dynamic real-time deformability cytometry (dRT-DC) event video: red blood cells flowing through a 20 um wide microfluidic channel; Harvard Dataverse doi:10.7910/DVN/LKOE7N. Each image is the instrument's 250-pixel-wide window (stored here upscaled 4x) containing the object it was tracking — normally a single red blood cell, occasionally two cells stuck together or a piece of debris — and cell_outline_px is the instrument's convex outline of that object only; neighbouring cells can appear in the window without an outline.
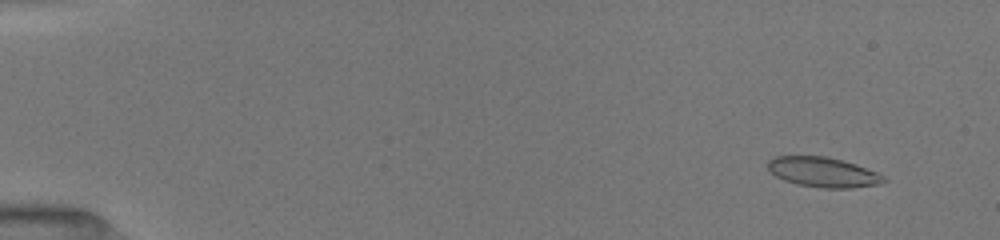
{"species": "common noctule bat (a hibernating species)", "species_latin": "Nyctalus noctula", "temperature_condition": "room temperature", "stored_images_in_passage": 52, "camera_frame_rate_fps": 3000, "um_per_image_px": 0.085, "animal": {"sex": "female", "body_mass_g": 19.5, "forearm_length_mm": 54.1}, "frame": {"image": 1, "passage_image": 4, "time_ms": 1.0, "image_size_px": [1000, 240], "cell_outline_px": [[888, 180], [876, 184], [852, 188], [824, 188], [796, 184], [784, 180], [776, 176], [768, 168], [768, 160], [772, 156], [828, 156], [856, 164], [876, 172], [884, 176]], "centroid_in_image_um": [69.94, 14.62], "position_along_channel_um": 15.1, "area_um2": 20.17}}
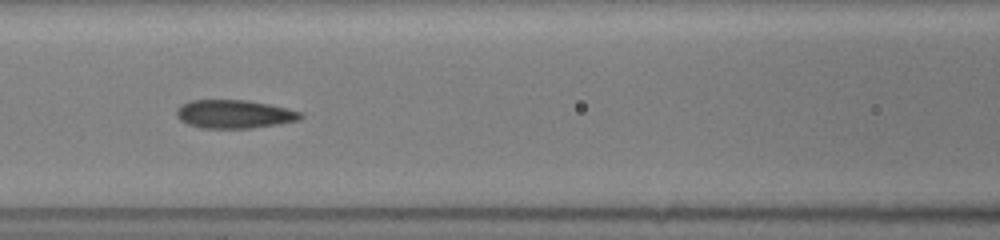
{"frame": {"image": 2, "passage_image": 24, "time_ms": 7.667, "image_size_px": [1000, 240], "cell_outline_px": [[304, 116], [300, 120], [280, 124], [252, 128], [200, 128], [188, 124], [180, 120], [176, 116], [176, 108], [180, 104], [192, 100], [248, 100], [268, 104], [300, 112]], "centroid_in_image_um": [19.88, 9.7], "position_along_channel_um": 146.7, "area_um2": 20.63}}
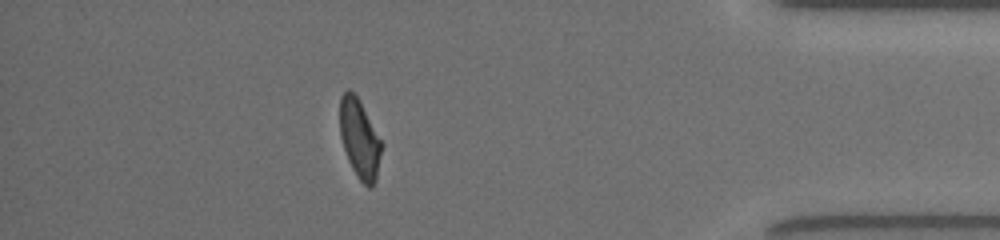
{"frame": {"image": 3, "passage_image": 46, "time_ms": 15.0, "image_size_px": [1000, 240], "cell_outline_px": [[384, 144], [376, 180], [368, 188], [360, 180], [352, 168], [348, 160], [340, 136], [340, 96], [348, 88], [360, 100]], "centroid_in_image_um": [30.59, 11.78], "position_along_channel_um": 404.6, "area_um2": 19.36}, "authors_computed_cell_mechanics": {"area_um2": 20.2589, "velocity_mm_per_s": 4.0155, "shape_relaxation_time_tau1_ms": 4.367, "shape_relaxation_time_tau2_ms": 1.7335, "deformation_change_tau1": 0.1712, "deformation_change_tau2": 0.0884}}